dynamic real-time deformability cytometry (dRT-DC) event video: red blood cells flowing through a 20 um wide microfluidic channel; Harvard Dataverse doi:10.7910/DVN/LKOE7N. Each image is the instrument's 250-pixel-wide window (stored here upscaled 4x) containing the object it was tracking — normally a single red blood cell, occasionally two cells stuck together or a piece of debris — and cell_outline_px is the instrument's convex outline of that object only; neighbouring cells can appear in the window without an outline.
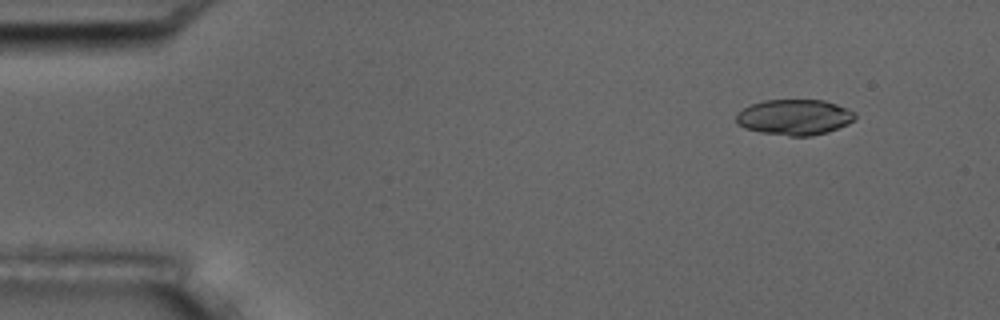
{"species": "common noctule bat (a hibernating species)", "species_latin": "Nyctalus noctula", "temperature_condition": "room temperature", "stored_images_in_passage": 4, "camera_frame_rate_fps": 3000, "um_per_image_px": 0.085, "animal": {"sex": "male", "body_mass_g": 17.5, "forearm_length_mm": 52.3}, "frame": {"image": 1, "passage_image": 2, "time_ms": 1.0, "image_size_px": [1000, 320], "cell_outline_px": [[856, 116], [848, 124], [828, 132], [812, 136], [788, 136], [760, 132], [744, 128], [736, 124], [736, 112], [752, 104], [764, 100], [824, 100], [836, 104], [856, 112]], "centroid_in_image_um": [67.51, 9.96], "position_along_channel_um": 17.5, "area_um2": 24.8}}
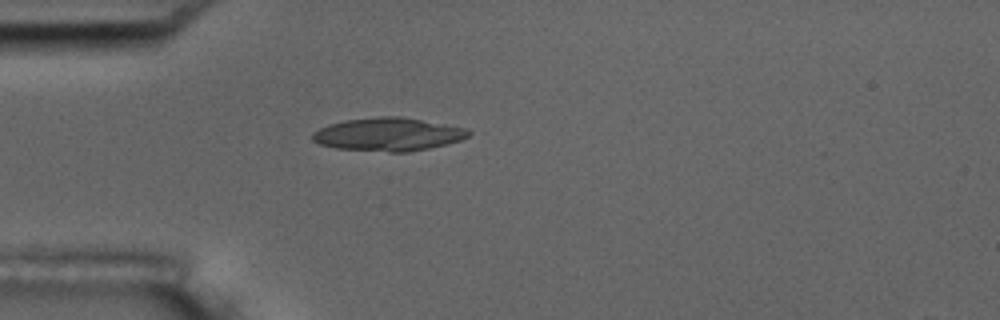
{"frame": {"image": 2, "passage_image": 4, "time_ms": 4.333, "image_size_px": [1000, 320], "cell_outline_px": [[476, 132], [460, 140], [448, 144], [408, 152], [388, 152], [336, 148], [320, 144], [312, 140], [312, 132], [328, 124], [344, 120], [380, 116], [400, 116], [468, 128]], "centroid_in_image_um": [33.03, 11.41], "position_along_channel_um": 52.0, "area_um2": 30.4}}